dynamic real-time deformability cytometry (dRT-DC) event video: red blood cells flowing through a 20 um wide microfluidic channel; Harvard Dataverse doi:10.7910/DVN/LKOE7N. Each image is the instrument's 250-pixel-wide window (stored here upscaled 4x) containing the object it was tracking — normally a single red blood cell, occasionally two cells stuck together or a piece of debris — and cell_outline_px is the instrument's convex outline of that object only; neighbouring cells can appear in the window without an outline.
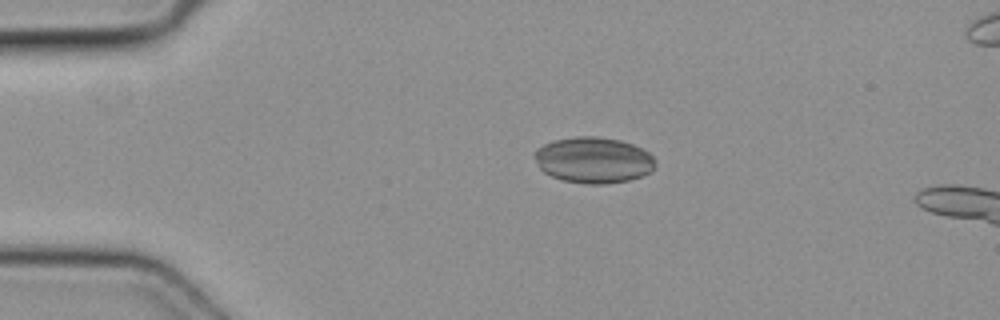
{"species": "common noctule bat (a hibernating species)", "species_latin": "Nyctalus noctula", "temperature_condition": "cold", "stored_images_in_passage": 3, "camera_frame_rate_fps": 3000, "um_per_image_px": 0.085, "animal": {"sex": "female", "body_mass_g": 19.3, "forearm_length_mm": 54.1}, "frame": {"image": 1, "passage_image": 2, "time_ms": 0.333, "image_size_px": [1000, 320], "cell_outline_px": [[656, 164], [648, 172], [640, 176], [628, 180], [604, 184], [584, 184], [564, 180], [552, 176], [544, 172], [540, 168], [536, 160], [536, 148], [544, 144], [556, 140], [572, 136], [596, 136], [620, 140], [632, 144], [648, 152], [656, 160]], "centroid_in_image_um": [50.44, 13.6], "position_along_channel_um": 34.6, "area_um2": 32.14}}